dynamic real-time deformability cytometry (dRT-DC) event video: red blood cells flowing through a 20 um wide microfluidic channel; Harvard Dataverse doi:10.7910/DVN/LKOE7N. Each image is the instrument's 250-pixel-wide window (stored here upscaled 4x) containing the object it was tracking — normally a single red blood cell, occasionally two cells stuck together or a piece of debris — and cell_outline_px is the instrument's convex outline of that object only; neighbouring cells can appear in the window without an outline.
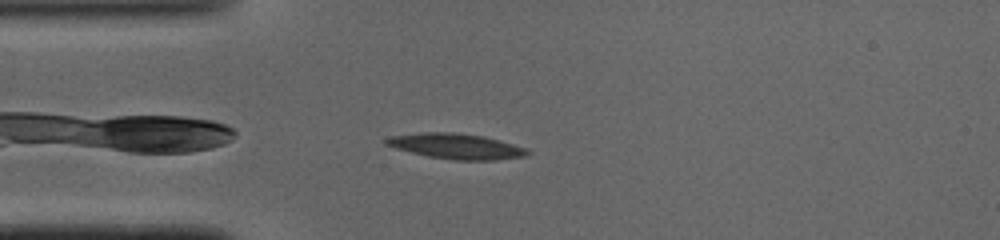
{"species": "common noctule bat (a hibernating species)", "species_latin": "Nyctalus noctula", "temperature_condition": "cold", "stored_images_in_passage": 40, "camera_frame_rate_fps": 3000, "um_per_image_px": 0.085, "animal": {"sex": "male", "body_mass_g": 19.0, "forearm_length_mm": 50.8}, "frame": {"image": 1, "passage_image": 3, "time_ms": 0.667, "image_size_px": [1000, 240], "cell_outline_px": [[532, 152], [528, 156], [496, 160], [456, 160], [428, 156], [396, 148], [384, 144], [384, 140], [392, 136], [424, 132], [456, 132], [484, 136], [512, 144], [524, 148]], "centroid_in_image_um": [38.81, 12.43], "position_along_channel_um": 46.2, "area_um2": 20.75}}
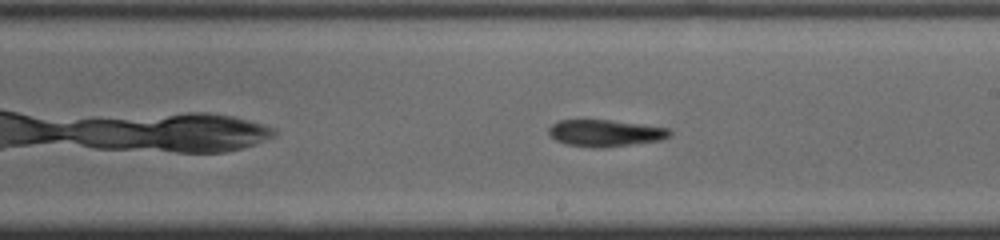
{"frame": {"image": 2, "passage_image": 18, "time_ms": 5.667, "image_size_px": [1000, 240], "cell_outline_px": [[672, 136], [660, 140], [604, 148], [596, 148], [568, 144], [556, 140], [548, 132], [548, 128], [552, 124], [560, 120], [608, 120], [640, 124], [668, 128], [672, 132]], "centroid_in_image_um": [51.46, 11.31], "position_along_channel_um": 237.5, "area_um2": 18.73}}
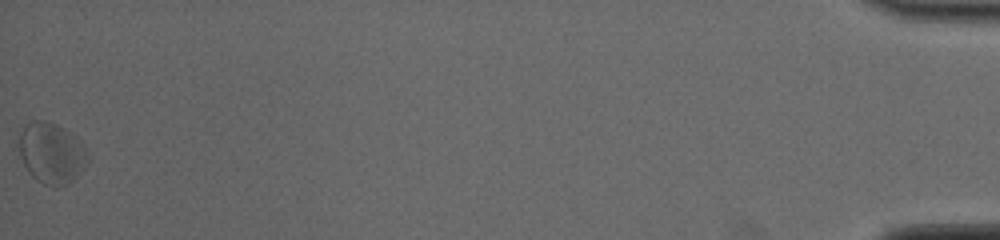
{"frame": {"image": 3, "passage_image": 40, "time_ms": 13.0, "image_size_px": [1000, 240], "cell_outline_px": [[88, 164], [68, 184], [56, 188], [52, 188], [36, 180], [28, 172], [20, 156], [20, 132], [24, 124], [28, 120], [44, 120], [56, 124], [72, 132], [84, 144], [88, 152]], "centroid_in_image_um": [4.4, 13.0], "position_along_channel_um": 430.8, "area_um2": 24.91}}